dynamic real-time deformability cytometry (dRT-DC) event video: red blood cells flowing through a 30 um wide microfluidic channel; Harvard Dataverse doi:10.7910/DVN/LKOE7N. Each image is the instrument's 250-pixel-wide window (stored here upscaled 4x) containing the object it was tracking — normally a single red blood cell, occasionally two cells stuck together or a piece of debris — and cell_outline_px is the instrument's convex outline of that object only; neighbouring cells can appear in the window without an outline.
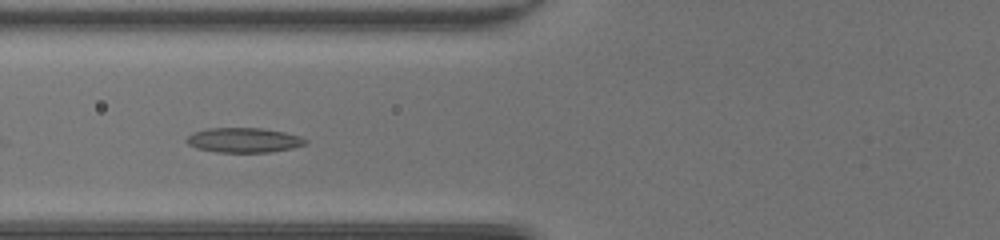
{"species": "common noctule bat (a hibernating species)", "species_latin": "Nyctalus noctula", "temperature_condition": "room temperature", "stored_images_in_passage": 8, "camera_frame_rate_fps": 3000, "um_per_image_px": 0.085, "animal": {"sex": "female", "body_mass_g": 20.0, "forearm_length_mm": 54.0}, "frame": {"image": 1, "passage_image": 4, "time_ms": 1.0, "image_size_px": [1000, 240], "cell_outline_px": [[308, 144], [292, 148], [272, 152], [216, 152], [196, 148], [188, 144], [184, 140], [192, 132], [208, 128], [260, 128], [284, 132], [300, 136], [308, 140]], "centroid_in_image_um": [20.72, 11.91], "position_along_channel_um": 105.1, "area_um2": 17.28}}
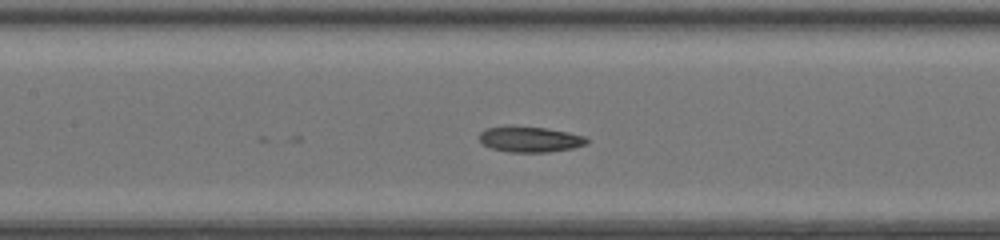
{"frame": {"image": 2, "passage_image": 8, "time_ms": 2.333, "image_size_px": [1000, 240], "cell_outline_px": [[588, 144], [572, 148], [548, 152], [508, 152], [492, 148], [484, 144], [480, 140], [480, 132], [484, 128], [508, 124], [512, 124], [544, 128], [568, 132], [584, 136], [588, 140]], "centroid_in_image_um": [45.01, 11.81], "position_along_channel_um": 162.4, "area_um2": 16.36}}